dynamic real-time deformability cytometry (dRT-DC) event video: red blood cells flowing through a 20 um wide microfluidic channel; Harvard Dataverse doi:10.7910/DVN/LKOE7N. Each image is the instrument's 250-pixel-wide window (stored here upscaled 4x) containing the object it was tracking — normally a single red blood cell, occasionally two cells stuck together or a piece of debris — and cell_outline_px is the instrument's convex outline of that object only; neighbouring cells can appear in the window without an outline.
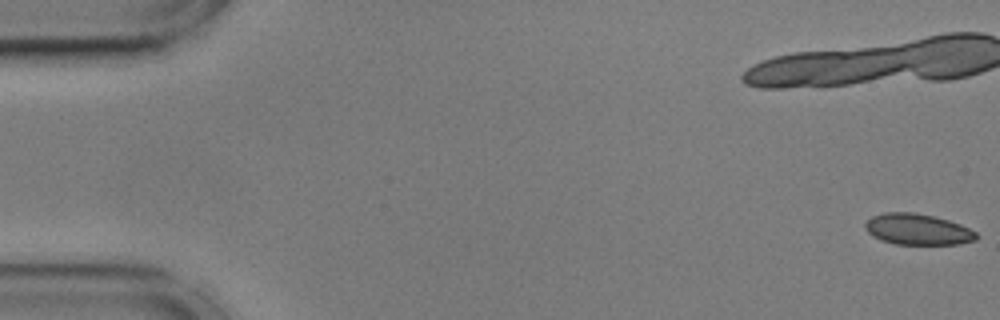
{"species": "common noctule bat (a hibernating species)", "species_latin": "Nyctalus noctula", "temperature_condition": "cold", "stored_images_in_passage": 24, "camera_frame_rate_fps": 3000, "um_per_image_px": 0.085, "animal": {"sex": "male", "body_mass_g": 17.9, "forearm_length_mm": 54.2}, "frame": {"image": 1, "passage_image": 1, "time_ms": 0.0, "image_size_px": [1000, 320], "cell_outline_px": [[980, 236], [976, 240], [956, 244], [896, 244], [880, 240], [872, 236], [864, 228], [864, 224], [872, 216], [884, 212], [912, 212], [932, 216], [948, 220], [960, 224], [976, 232]], "centroid_in_image_um": [77.98, 19.49], "position_along_channel_um": 7.0, "area_um2": 20.11}}